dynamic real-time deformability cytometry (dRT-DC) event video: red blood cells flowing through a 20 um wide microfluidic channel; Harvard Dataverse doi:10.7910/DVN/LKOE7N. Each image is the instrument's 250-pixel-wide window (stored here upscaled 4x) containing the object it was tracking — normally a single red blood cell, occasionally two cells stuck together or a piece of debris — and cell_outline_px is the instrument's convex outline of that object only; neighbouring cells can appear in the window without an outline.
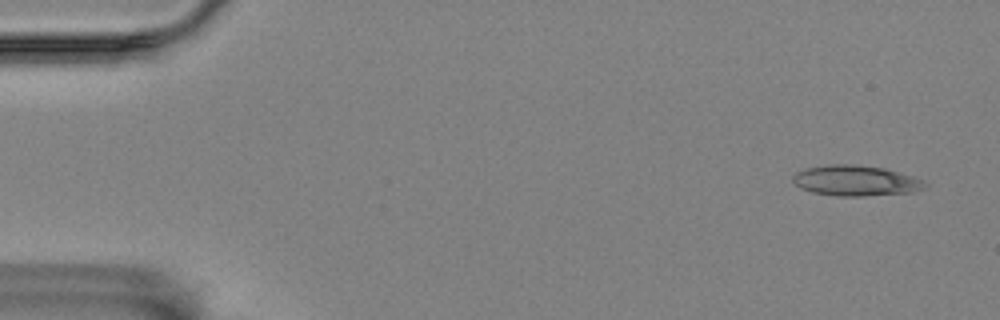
{"species": "Egyptian fruit bat (a non-hibernating species)", "species_latin": "Rousettus aegyptiacus", "temperature_condition": "room temperature", "stored_images_in_passage": 6, "camera_frame_rate_fps": 3000, "um_per_image_px": 0.085, "animal": {"sex": "female"}, "frame": {"image": 1, "passage_image": 1, "time_ms": 0.0, "image_size_px": [1000, 320], "cell_outline_px": [[928, 184], [924, 188], [912, 192], [864, 196], [836, 196], [812, 192], [800, 188], [792, 180], [792, 176], [796, 172], [804, 168], [832, 164], [852, 164], [884, 168], [912, 176]], "centroid_in_image_um": [72.69, 15.35], "position_along_channel_um": 12.3, "area_um2": 23.41}}
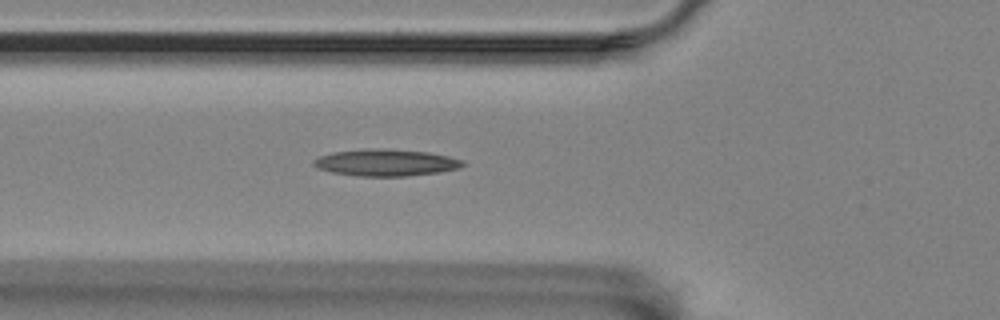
{"frame": {"image": 2, "passage_image": 6, "time_ms": 5.667, "image_size_px": [1000, 320], "cell_outline_px": [[468, 164], [456, 168], [440, 172], [404, 176], [356, 176], [332, 172], [316, 168], [312, 164], [312, 160], [320, 156], [336, 152], [428, 152], [448, 156], [464, 160]], "centroid_in_image_um": [32.84, 13.89], "position_along_channel_um": 93.0, "area_um2": 21.79}}